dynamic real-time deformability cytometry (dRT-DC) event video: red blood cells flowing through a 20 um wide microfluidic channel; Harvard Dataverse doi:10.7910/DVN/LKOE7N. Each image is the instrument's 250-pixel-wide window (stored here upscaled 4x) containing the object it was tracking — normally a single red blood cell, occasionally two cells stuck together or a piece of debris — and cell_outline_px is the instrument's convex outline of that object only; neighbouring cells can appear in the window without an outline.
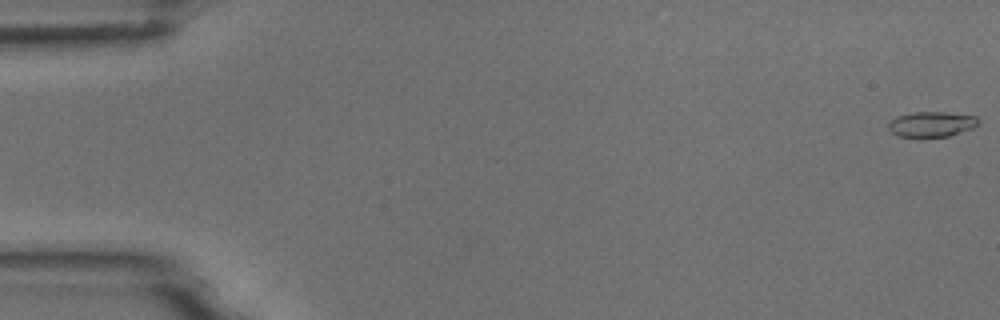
{"species": "common noctule bat (a hibernating species)", "species_latin": "Nyctalus noctula", "temperature_condition": "room temperature", "stored_images_in_passage": 54, "camera_frame_rate_fps": 3000, "um_per_image_px": 0.085, "animal": {"sex": "male", "body_mass_g": 18.8}, "frame": {"image": 1, "passage_image": 1, "time_ms": 0.0, "image_size_px": [1000, 320], "cell_outline_px": [[980, 120], [972, 128], [948, 136], [924, 140], [920, 140], [900, 136], [892, 132], [888, 128], [888, 124], [896, 116], [912, 112], [948, 112], [976, 116]], "centroid_in_image_um": [79.14, 10.59], "position_along_channel_um": 5.9, "area_um2": 13.76}}
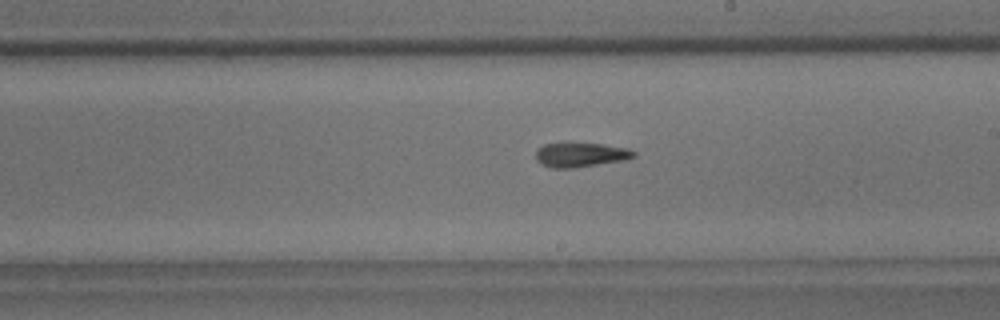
{"frame": {"image": 2, "passage_image": 31, "time_ms": 10.0, "image_size_px": [1000, 320], "cell_outline_px": [[636, 156], [624, 160], [572, 168], [552, 168], [540, 164], [536, 160], [536, 148], [544, 144], [604, 144], [628, 148], [636, 152]], "centroid_in_image_um": [49.34, 13.17], "position_along_channel_um": 239.7, "area_um2": 13.81}}
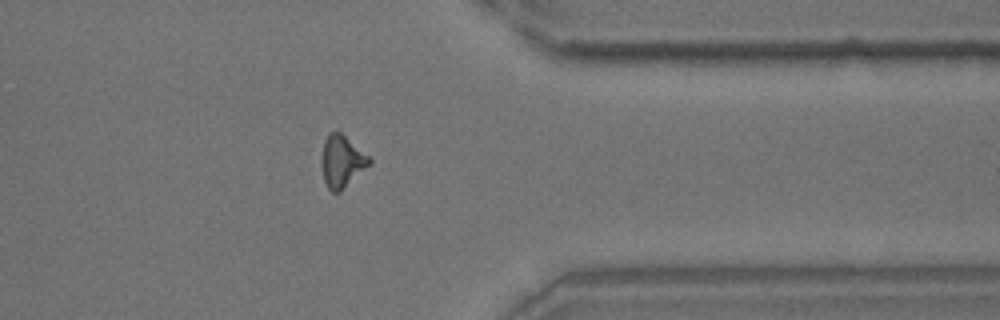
{"frame": {"image": 3, "passage_image": 43, "time_ms": 14.0, "image_size_px": [1000, 320], "cell_outline_px": [[372, 164], [340, 192], [332, 192], [328, 188], [324, 180], [320, 164], [320, 160], [324, 140], [328, 132], [340, 132], [368, 156], [372, 160]], "centroid_in_image_um": [29.04, 13.74], "position_along_channel_um": 382.4, "area_um2": 14.62}}